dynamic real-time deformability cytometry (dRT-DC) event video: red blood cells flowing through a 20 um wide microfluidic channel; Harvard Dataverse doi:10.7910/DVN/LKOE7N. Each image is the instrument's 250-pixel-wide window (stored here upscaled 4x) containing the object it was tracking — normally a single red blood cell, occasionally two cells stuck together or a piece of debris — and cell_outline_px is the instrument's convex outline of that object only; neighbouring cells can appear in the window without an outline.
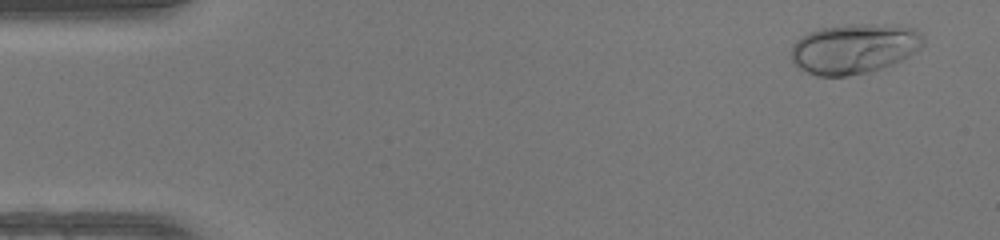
{"species": "human", "species_latin": "Homo sapiens", "temperature_condition": "warm", "stored_images_in_passage": 48, "camera_frame_rate_fps": 3000, "um_per_image_px": 0.085, "donor": {"sex": "female"}, "frame": {"image": 1, "passage_image": 3, "time_ms": 0.667, "image_size_px": [1000, 240], "cell_outline_px": [[924, 44], [920, 48], [908, 56], [892, 64], [868, 72], [848, 76], [820, 76], [808, 72], [800, 68], [792, 60], [792, 44], [796, 40], [808, 32], [820, 28], [848, 24], [900, 24], [916, 28], [924, 36]], "centroid_in_image_um": [72.65, 4.1], "position_along_channel_um": 12.4, "area_um2": 38.73}}
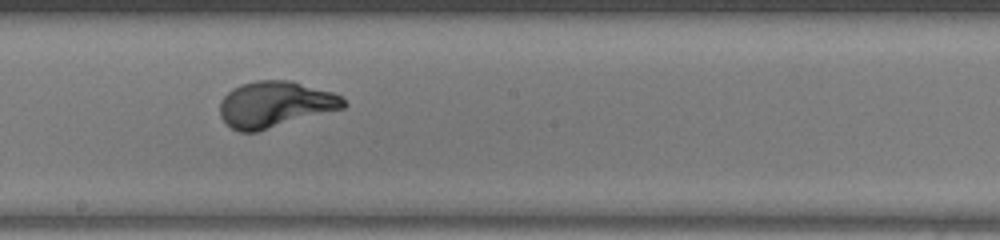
{"frame": {"image": 2, "passage_image": 27, "time_ms": 8.667, "image_size_px": [1000, 240], "cell_outline_px": [[348, 104], [344, 108], [256, 132], [240, 132], [232, 128], [220, 116], [220, 100], [232, 88], [240, 84], [256, 80], [292, 80], [332, 92], [344, 96]], "centroid_in_image_um": [23.41, 8.85], "position_along_channel_um": 224.8, "area_um2": 33.41}}
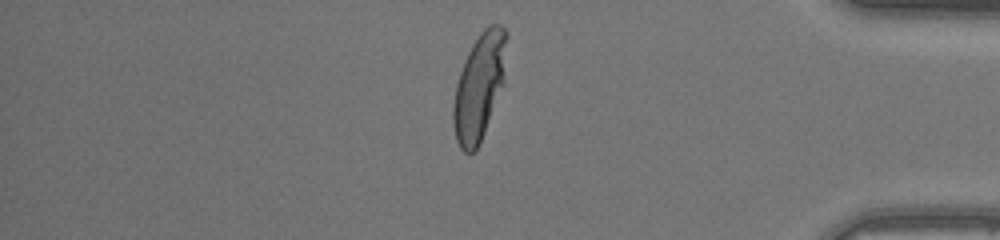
{"frame": {"image": 3, "passage_image": 41, "time_ms": 13.333, "image_size_px": [1000, 240], "cell_outline_px": [[508, 32], [504, 84], [480, 144], [472, 152], [464, 152], [460, 148], [456, 140], [452, 120], [452, 108], [456, 84], [464, 60], [472, 44], [480, 32], [488, 24], [500, 24]], "centroid_in_image_um": [40.75, 7.34], "position_along_channel_um": 394.4, "area_um2": 33.58}, "authors_computed_cell_mechanics": {"area_um2": 32.8304, "velocity_mm_per_s": 4.2897, "shape_relaxation_time_tau1_ms": 2.6972, "shape_relaxation_time_tau2_ms": null, "deformation_change_tau1": 0.1951, "deformation_change_tau2": null}}